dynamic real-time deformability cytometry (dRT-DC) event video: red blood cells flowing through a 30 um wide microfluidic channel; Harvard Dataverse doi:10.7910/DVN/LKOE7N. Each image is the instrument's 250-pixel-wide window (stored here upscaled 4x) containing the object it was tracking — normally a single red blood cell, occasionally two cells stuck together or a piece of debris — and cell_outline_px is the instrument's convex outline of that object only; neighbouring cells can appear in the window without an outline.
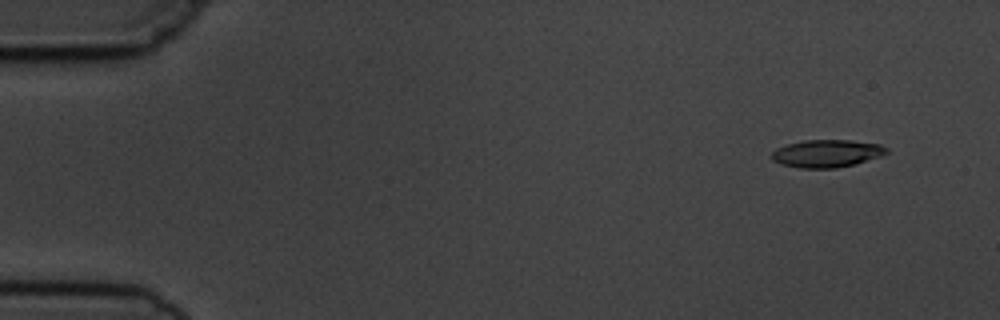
{"species": "common noctule bat (a hibernating species)", "species_latin": "Nyctalus noctula", "temperature_condition": "cold", "stored_images_in_passage": 6, "camera_frame_rate_fps": 3000, "um_per_image_px": 0.085, "animal": {"sex": "male", "body_mass_g": 19.5, "forearm_length_mm": 54.6}, "frame": {"image": 1, "passage_image": 1, "time_ms": 0.0, "image_size_px": [1000, 320], "cell_outline_px": [[888, 152], [880, 156], [852, 164], [836, 168], [800, 168], [780, 164], [772, 160], [772, 152], [776, 148], [788, 144], [804, 140], [852, 140], [880, 144], [888, 148]], "centroid_in_image_um": [70.26, 13.04], "position_along_channel_um": 14.7, "area_um2": 18.38}}
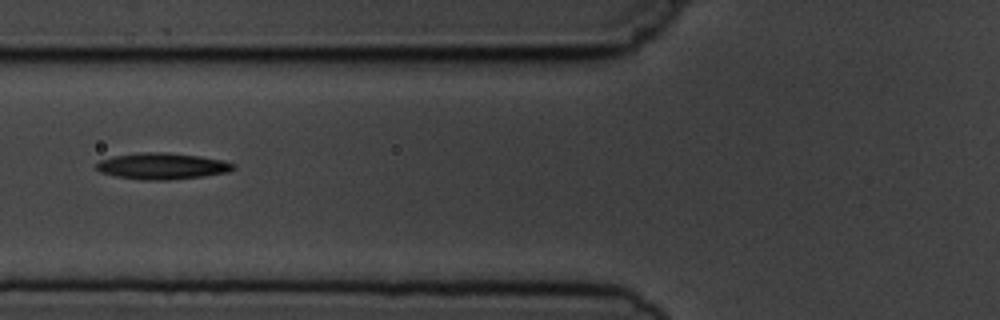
{"frame": {"image": 2, "passage_image": 6, "time_ms": 5.667, "image_size_px": [1000, 320], "cell_outline_px": [[236, 168], [228, 172], [204, 176], [168, 180], [144, 180], [116, 176], [100, 172], [96, 168], [96, 164], [100, 160], [112, 156], [140, 152], [168, 152], [200, 156], [224, 160], [236, 164]], "centroid_in_image_um": [13.81, 14.11], "position_along_channel_um": 112.0, "area_um2": 21.21}}